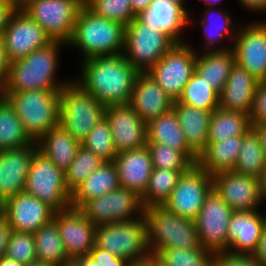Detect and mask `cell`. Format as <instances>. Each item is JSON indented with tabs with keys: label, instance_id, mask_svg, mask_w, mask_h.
I'll return each instance as SVG.
<instances>
[{
	"label": "cell",
	"instance_id": "obj_1",
	"mask_svg": "<svg viewBox=\"0 0 266 266\" xmlns=\"http://www.w3.org/2000/svg\"><path fill=\"white\" fill-rule=\"evenodd\" d=\"M77 81L105 106L127 104L138 74L123 54L95 56L82 60Z\"/></svg>",
	"mask_w": 266,
	"mask_h": 266
},
{
	"label": "cell",
	"instance_id": "obj_2",
	"mask_svg": "<svg viewBox=\"0 0 266 266\" xmlns=\"http://www.w3.org/2000/svg\"><path fill=\"white\" fill-rule=\"evenodd\" d=\"M67 44L53 41L48 46L34 50L26 57L10 62L7 81L2 93L25 90L60 91L67 81H58L60 47ZM57 78V79H56Z\"/></svg>",
	"mask_w": 266,
	"mask_h": 266
},
{
	"label": "cell",
	"instance_id": "obj_3",
	"mask_svg": "<svg viewBox=\"0 0 266 266\" xmlns=\"http://www.w3.org/2000/svg\"><path fill=\"white\" fill-rule=\"evenodd\" d=\"M126 26L95 14L85 4L80 9L67 46L80 49L83 60L123 54Z\"/></svg>",
	"mask_w": 266,
	"mask_h": 266
},
{
	"label": "cell",
	"instance_id": "obj_4",
	"mask_svg": "<svg viewBox=\"0 0 266 266\" xmlns=\"http://www.w3.org/2000/svg\"><path fill=\"white\" fill-rule=\"evenodd\" d=\"M21 120L25 133L37 142L59 124L60 91L25 90L1 93Z\"/></svg>",
	"mask_w": 266,
	"mask_h": 266
},
{
	"label": "cell",
	"instance_id": "obj_5",
	"mask_svg": "<svg viewBox=\"0 0 266 266\" xmlns=\"http://www.w3.org/2000/svg\"><path fill=\"white\" fill-rule=\"evenodd\" d=\"M151 254L171 248L197 249L200 242L195 221L169 211L163 205L144 209Z\"/></svg>",
	"mask_w": 266,
	"mask_h": 266
},
{
	"label": "cell",
	"instance_id": "obj_6",
	"mask_svg": "<svg viewBox=\"0 0 266 266\" xmlns=\"http://www.w3.org/2000/svg\"><path fill=\"white\" fill-rule=\"evenodd\" d=\"M105 109L77 80L60 90L59 125L80 142L105 118Z\"/></svg>",
	"mask_w": 266,
	"mask_h": 266
},
{
	"label": "cell",
	"instance_id": "obj_7",
	"mask_svg": "<svg viewBox=\"0 0 266 266\" xmlns=\"http://www.w3.org/2000/svg\"><path fill=\"white\" fill-rule=\"evenodd\" d=\"M95 245L131 264L146 261L151 253L145 217L96 226Z\"/></svg>",
	"mask_w": 266,
	"mask_h": 266
},
{
	"label": "cell",
	"instance_id": "obj_8",
	"mask_svg": "<svg viewBox=\"0 0 266 266\" xmlns=\"http://www.w3.org/2000/svg\"><path fill=\"white\" fill-rule=\"evenodd\" d=\"M24 192L37 197L56 212L71 206L64 171L37 150L31 160Z\"/></svg>",
	"mask_w": 266,
	"mask_h": 266
},
{
	"label": "cell",
	"instance_id": "obj_9",
	"mask_svg": "<svg viewBox=\"0 0 266 266\" xmlns=\"http://www.w3.org/2000/svg\"><path fill=\"white\" fill-rule=\"evenodd\" d=\"M176 43L135 17L127 26L123 55L139 72H148Z\"/></svg>",
	"mask_w": 266,
	"mask_h": 266
},
{
	"label": "cell",
	"instance_id": "obj_10",
	"mask_svg": "<svg viewBox=\"0 0 266 266\" xmlns=\"http://www.w3.org/2000/svg\"><path fill=\"white\" fill-rule=\"evenodd\" d=\"M83 5L82 0H31L22 9L45 30L52 41L67 44Z\"/></svg>",
	"mask_w": 266,
	"mask_h": 266
},
{
	"label": "cell",
	"instance_id": "obj_11",
	"mask_svg": "<svg viewBox=\"0 0 266 266\" xmlns=\"http://www.w3.org/2000/svg\"><path fill=\"white\" fill-rule=\"evenodd\" d=\"M176 43L147 73L175 102L195 72L196 50Z\"/></svg>",
	"mask_w": 266,
	"mask_h": 266
},
{
	"label": "cell",
	"instance_id": "obj_12",
	"mask_svg": "<svg viewBox=\"0 0 266 266\" xmlns=\"http://www.w3.org/2000/svg\"><path fill=\"white\" fill-rule=\"evenodd\" d=\"M144 209L141 197L122 187L92 199L80 208L95 226L141 218Z\"/></svg>",
	"mask_w": 266,
	"mask_h": 266
},
{
	"label": "cell",
	"instance_id": "obj_13",
	"mask_svg": "<svg viewBox=\"0 0 266 266\" xmlns=\"http://www.w3.org/2000/svg\"><path fill=\"white\" fill-rule=\"evenodd\" d=\"M212 190V175L193 164L181 175L163 206L183 218L195 220Z\"/></svg>",
	"mask_w": 266,
	"mask_h": 266
},
{
	"label": "cell",
	"instance_id": "obj_14",
	"mask_svg": "<svg viewBox=\"0 0 266 266\" xmlns=\"http://www.w3.org/2000/svg\"><path fill=\"white\" fill-rule=\"evenodd\" d=\"M232 213L229 205L212 190L194 220L203 248L214 253L227 250L228 226Z\"/></svg>",
	"mask_w": 266,
	"mask_h": 266
},
{
	"label": "cell",
	"instance_id": "obj_15",
	"mask_svg": "<svg viewBox=\"0 0 266 266\" xmlns=\"http://www.w3.org/2000/svg\"><path fill=\"white\" fill-rule=\"evenodd\" d=\"M3 36L10 62L24 58L32 51L53 42L45 30L23 9H15L11 13Z\"/></svg>",
	"mask_w": 266,
	"mask_h": 266
},
{
	"label": "cell",
	"instance_id": "obj_16",
	"mask_svg": "<svg viewBox=\"0 0 266 266\" xmlns=\"http://www.w3.org/2000/svg\"><path fill=\"white\" fill-rule=\"evenodd\" d=\"M233 50L235 62L259 82L266 81V21L238 26Z\"/></svg>",
	"mask_w": 266,
	"mask_h": 266
},
{
	"label": "cell",
	"instance_id": "obj_17",
	"mask_svg": "<svg viewBox=\"0 0 266 266\" xmlns=\"http://www.w3.org/2000/svg\"><path fill=\"white\" fill-rule=\"evenodd\" d=\"M53 220L70 259L89 255L95 246L96 226L79 208L68 207L55 212Z\"/></svg>",
	"mask_w": 266,
	"mask_h": 266
},
{
	"label": "cell",
	"instance_id": "obj_18",
	"mask_svg": "<svg viewBox=\"0 0 266 266\" xmlns=\"http://www.w3.org/2000/svg\"><path fill=\"white\" fill-rule=\"evenodd\" d=\"M105 118L109 123L117 154L147 145V124L129 103L106 106Z\"/></svg>",
	"mask_w": 266,
	"mask_h": 266
},
{
	"label": "cell",
	"instance_id": "obj_19",
	"mask_svg": "<svg viewBox=\"0 0 266 266\" xmlns=\"http://www.w3.org/2000/svg\"><path fill=\"white\" fill-rule=\"evenodd\" d=\"M213 190L233 211L258 210L263 201L258 179L233 170L212 176Z\"/></svg>",
	"mask_w": 266,
	"mask_h": 266
},
{
	"label": "cell",
	"instance_id": "obj_20",
	"mask_svg": "<svg viewBox=\"0 0 266 266\" xmlns=\"http://www.w3.org/2000/svg\"><path fill=\"white\" fill-rule=\"evenodd\" d=\"M13 231L34 234L41 226L51 222L55 210L37 197L19 193L0 205Z\"/></svg>",
	"mask_w": 266,
	"mask_h": 266
},
{
	"label": "cell",
	"instance_id": "obj_21",
	"mask_svg": "<svg viewBox=\"0 0 266 266\" xmlns=\"http://www.w3.org/2000/svg\"><path fill=\"white\" fill-rule=\"evenodd\" d=\"M37 150V142L21 148L0 150V205L24 192L31 160Z\"/></svg>",
	"mask_w": 266,
	"mask_h": 266
},
{
	"label": "cell",
	"instance_id": "obj_22",
	"mask_svg": "<svg viewBox=\"0 0 266 266\" xmlns=\"http://www.w3.org/2000/svg\"><path fill=\"white\" fill-rule=\"evenodd\" d=\"M129 104L139 117L148 124L171 111L174 101L150 74L140 72L136 78Z\"/></svg>",
	"mask_w": 266,
	"mask_h": 266
},
{
	"label": "cell",
	"instance_id": "obj_23",
	"mask_svg": "<svg viewBox=\"0 0 266 266\" xmlns=\"http://www.w3.org/2000/svg\"><path fill=\"white\" fill-rule=\"evenodd\" d=\"M189 16L190 13L180 4L170 0H152L137 18L152 29L167 34L175 43H183V29L192 22Z\"/></svg>",
	"mask_w": 266,
	"mask_h": 266
},
{
	"label": "cell",
	"instance_id": "obj_24",
	"mask_svg": "<svg viewBox=\"0 0 266 266\" xmlns=\"http://www.w3.org/2000/svg\"><path fill=\"white\" fill-rule=\"evenodd\" d=\"M258 210L233 211L228 226L227 251L252 254L266 225V215Z\"/></svg>",
	"mask_w": 266,
	"mask_h": 266
},
{
	"label": "cell",
	"instance_id": "obj_25",
	"mask_svg": "<svg viewBox=\"0 0 266 266\" xmlns=\"http://www.w3.org/2000/svg\"><path fill=\"white\" fill-rule=\"evenodd\" d=\"M113 162L117 168L120 187L141 197L154 169L148 146L118 153Z\"/></svg>",
	"mask_w": 266,
	"mask_h": 266
},
{
	"label": "cell",
	"instance_id": "obj_26",
	"mask_svg": "<svg viewBox=\"0 0 266 266\" xmlns=\"http://www.w3.org/2000/svg\"><path fill=\"white\" fill-rule=\"evenodd\" d=\"M259 81L236 62L219 94V108L250 114Z\"/></svg>",
	"mask_w": 266,
	"mask_h": 266
},
{
	"label": "cell",
	"instance_id": "obj_27",
	"mask_svg": "<svg viewBox=\"0 0 266 266\" xmlns=\"http://www.w3.org/2000/svg\"><path fill=\"white\" fill-rule=\"evenodd\" d=\"M147 142L169 145L170 148L181 151L193 164L197 162L198 154L187 144L173 109L147 124Z\"/></svg>",
	"mask_w": 266,
	"mask_h": 266
},
{
	"label": "cell",
	"instance_id": "obj_28",
	"mask_svg": "<svg viewBox=\"0 0 266 266\" xmlns=\"http://www.w3.org/2000/svg\"><path fill=\"white\" fill-rule=\"evenodd\" d=\"M235 63L233 48L227 50L196 51L195 72L219 94L223 90Z\"/></svg>",
	"mask_w": 266,
	"mask_h": 266
},
{
	"label": "cell",
	"instance_id": "obj_29",
	"mask_svg": "<svg viewBox=\"0 0 266 266\" xmlns=\"http://www.w3.org/2000/svg\"><path fill=\"white\" fill-rule=\"evenodd\" d=\"M120 187L113 161H105L94 170L71 194V206L81 208L86 202Z\"/></svg>",
	"mask_w": 266,
	"mask_h": 266
},
{
	"label": "cell",
	"instance_id": "obj_30",
	"mask_svg": "<svg viewBox=\"0 0 266 266\" xmlns=\"http://www.w3.org/2000/svg\"><path fill=\"white\" fill-rule=\"evenodd\" d=\"M38 150L64 172L73 162L81 142L73 138L59 124L50 129L38 141Z\"/></svg>",
	"mask_w": 266,
	"mask_h": 266
},
{
	"label": "cell",
	"instance_id": "obj_31",
	"mask_svg": "<svg viewBox=\"0 0 266 266\" xmlns=\"http://www.w3.org/2000/svg\"><path fill=\"white\" fill-rule=\"evenodd\" d=\"M173 110L177 114L187 144L199 154L208 145L212 111L192 107L178 101L174 102Z\"/></svg>",
	"mask_w": 266,
	"mask_h": 266
},
{
	"label": "cell",
	"instance_id": "obj_32",
	"mask_svg": "<svg viewBox=\"0 0 266 266\" xmlns=\"http://www.w3.org/2000/svg\"><path fill=\"white\" fill-rule=\"evenodd\" d=\"M241 143L242 136H230L210 143L198 154L196 164L212 176L219 172L231 171L237 162Z\"/></svg>",
	"mask_w": 266,
	"mask_h": 266
},
{
	"label": "cell",
	"instance_id": "obj_33",
	"mask_svg": "<svg viewBox=\"0 0 266 266\" xmlns=\"http://www.w3.org/2000/svg\"><path fill=\"white\" fill-rule=\"evenodd\" d=\"M33 237L38 262L51 266H66L71 261L54 220L41 226Z\"/></svg>",
	"mask_w": 266,
	"mask_h": 266
},
{
	"label": "cell",
	"instance_id": "obj_34",
	"mask_svg": "<svg viewBox=\"0 0 266 266\" xmlns=\"http://www.w3.org/2000/svg\"><path fill=\"white\" fill-rule=\"evenodd\" d=\"M250 128V117L246 113L215 109L210 118L207 143H216L230 136H243Z\"/></svg>",
	"mask_w": 266,
	"mask_h": 266
},
{
	"label": "cell",
	"instance_id": "obj_35",
	"mask_svg": "<svg viewBox=\"0 0 266 266\" xmlns=\"http://www.w3.org/2000/svg\"><path fill=\"white\" fill-rule=\"evenodd\" d=\"M205 12L206 13H204V16L201 17L202 19H199V21H198L199 24H201L203 26V32L205 34L204 37L206 36L205 37L206 42L204 45L205 48L203 50H205V52H206V51H214V50L217 51V50L230 49L232 46L219 48V47H217V44H219L218 42L221 43V41L223 39H225L226 37L227 38L231 37L232 40H233V37L234 38L236 37L235 35L237 33L238 28L234 27L232 25L233 22H232L231 15H229L227 12H225V10L222 11L221 8H219V7H218V9L216 8V10H214L213 7H208V8H206ZM211 14H213V16L216 15L217 17L215 16L212 20L211 18L213 16L211 17ZM217 20H219V23L217 22ZM216 22H217V24H216ZM214 23H215V25H214ZM230 35H232V36H230ZM214 46H216V47H214Z\"/></svg>",
	"mask_w": 266,
	"mask_h": 266
},
{
	"label": "cell",
	"instance_id": "obj_36",
	"mask_svg": "<svg viewBox=\"0 0 266 266\" xmlns=\"http://www.w3.org/2000/svg\"><path fill=\"white\" fill-rule=\"evenodd\" d=\"M266 165L264 151L250 128L243 136L233 171L260 180Z\"/></svg>",
	"mask_w": 266,
	"mask_h": 266
},
{
	"label": "cell",
	"instance_id": "obj_37",
	"mask_svg": "<svg viewBox=\"0 0 266 266\" xmlns=\"http://www.w3.org/2000/svg\"><path fill=\"white\" fill-rule=\"evenodd\" d=\"M32 143L16 111L0 96V150L21 148Z\"/></svg>",
	"mask_w": 266,
	"mask_h": 266
},
{
	"label": "cell",
	"instance_id": "obj_38",
	"mask_svg": "<svg viewBox=\"0 0 266 266\" xmlns=\"http://www.w3.org/2000/svg\"><path fill=\"white\" fill-rule=\"evenodd\" d=\"M185 171L154 168L145 193L141 196L143 207L164 205Z\"/></svg>",
	"mask_w": 266,
	"mask_h": 266
},
{
	"label": "cell",
	"instance_id": "obj_39",
	"mask_svg": "<svg viewBox=\"0 0 266 266\" xmlns=\"http://www.w3.org/2000/svg\"><path fill=\"white\" fill-rule=\"evenodd\" d=\"M178 102L213 112L219 108V93L194 72Z\"/></svg>",
	"mask_w": 266,
	"mask_h": 266
},
{
	"label": "cell",
	"instance_id": "obj_40",
	"mask_svg": "<svg viewBox=\"0 0 266 266\" xmlns=\"http://www.w3.org/2000/svg\"><path fill=\"white\" fill-rule=\"evenodd\" d=\"M103 163H105V160L81 145L77 150L73 162L64 172L67 189L73 193Z\"/></svg>",
	"mask_w": 266,
	"mask_h": 266
},
{
	"label": "cell",
	"instance_id": "obj_41",
	"mask_svg": "<svg viewBox=\"0 0 266 266\" xmlns=\"http://www.w3.org/2000/svg\"><path fill=\"white\" fill-rule=\"evenodd\" d=\"M214 255L202 246L197 249H164L157 254L167 266H214Z\"/></svg>",
	"mask_w": 266,
	"mask_h": 266
},
{
	"label": "cell",
	"instance_id": "obj_42",
	"mask_svg": "<svg viewBox=\"0 0 266 266\" xmlns=\"http://www.w3.org/2000/svg\"><path fill=\"white\" fill-rule=\"evenodd\" d=\"M81 145L105 161H113L117 155L110 126L106 118H103L95 125L81 142Z\"/></svg>",
	"mask_w": 266,
	"mask_h": 266
},
{
	"label": "cell",
	"instance_id": "obj_43",
	"mask_svg": "<svg viewBox=\"0 0 266 266\" xmlns=\"http://www.w3.org/2000/svg\"><path fill=\"white\" fill-rule=\"evenodd\" d=\"M153 168L188 170L193 163L179 150L157 142H147Z\"/></svg>",
	"mask_w": 266,
	"mask_h": 266
},
{
	"label": "cell",
	"instance_id": "obj_44",
	"mask_svg": "<svg viewBox=\"0 0 266 266\" xmlns=\"http://www.w3.org/2000/svg\"><path fill=\"white\" fill-rule=\"evenodd\" d=\"M85 5L95 14L125 26L137 17L130 0H88Z\"/></svg>",
	"mask_w": 266,
	"mask_h": 266
},
{
	"label": "cell",
	"instance_id": "obj_45",
	"mask_svg": "<svg viewBox=\"0 0 266 266\" xmlns=\"http://www.w3.org/2000/svg\"><path fill=\"white\" fill-rule=\"evenodd\" d=\"M5 256L23 265L36 262L37 258L33 234L13 231L7 245Z\"/></svg>",
	"mask_w": 266,
	"mask_h": 266
},
{
	"label": "cell",
	"instance_id": "obj_46",
	"mask_svg": "<svg viewBox=\"0 0 266 266\" xmlns=\"http://www.w3.org/2000/svg\"><path fill=\"white\" fill-rule=\"evenodd\" d=\"M214 266H262L252 254H235L229 251L214 255Z\"/></svg>",
	"mask_w": 266,
	"mask_h": 266
},
{
	"label": "cell",
	"instance_id": "obj_47",
	"mask_svg": "<svg viewBox=\"0 0 266 266\" xmlns=\"http://www.w3.org/2000/svg\"><path fill=\"white\" fill-rule=\"evenodd\" d=\"M250 123H266V81L257 85L251 112Z\"/></svg>",
	"mask_w": 266,
	"mask_h": 266
},
{
	"label": "cell",
	"instance_id": "obj_48",
	"mask_svg": "<svg viewBox=\"0 0 266 266\" xmlns=\"http://www.w3.org/2000/svg\"><path fill=\"white\" fill-rule=\"evenodd\" d=\"M89 256L93 258L100 266H129L131 263L121 257H116L109 251H105L96 245L92 248Z\"/></svg>",
	"mask_w": 266,
	"mask_h": 266
},
{
	"label": "cell",
	"instance_id": "obj_49",
	"mask_svg": "<svg viewBox=\"0 0 266 266\" xmlns=\"http://www.w3.org/2000/svg\"><path fill=\"white\" fill-rule=\"evenodd\" d=\"M13 230L8 218L0 211V259L5 256L7 245Z\"/></svg>",
	"mask_w": 266,
	"mask_h": 266
},
{
	"label": "cell",
	"instance_id": "obj_50",
	"mask_svg": "<svg viewBox=\"0 0 266 266\" xmlns=\"http://www.w3.org/2000/svg\"><path fill=\"white\" fill-rule=\"evenodd\" d=\"M10 61L6 54L4 36L0 35V94L4 90L7 81Z\"/></svg>",
	"mask_w": 266,
	"mask_h": 266
},
{
	"label": "cell",
	"instance_id": "obj_51",
	"mask_svg": "<svg viewBox=\"0 0 266 266\" xmlns=\"http://www.w3.org/2000/svg\"><path fill=\"white\" fill-rule=\"evenodd\" d=\"M14 10L9 0H0V35H3L9 16Z\"/></svg>",
	"mask_w": 266,
	"mask_h": 266
},
{
	"label": "cell",
	"instance_id": "obj_52",
	"mask_svg": "<svg viewBox=\"0 0 266 266\" xmlns=\"http://www.w3.org/2000/svg\"><path fill=\"white\" fill-rule=\"evenodd\" d=\"M252 255L260 262L262 266H266V225L263 228L262 235Z\"/></svg>",
	"mask_w": 266,
	"mask_h": 266
},
{
	"label": "cell",
	"instance_id": "obj_53",
	"mask_svg": "<svg viewBox=\"0 0 266 266\" xmlns=\"http://www.w3.org/2000/svg\"><path fill=\"white\" fill-rule=\"evenodd\" d=\"M251 129L254 131L259 140L266 160V123H252Z\"/></svg>",
	"mask_w": 266,
	"mask_h": 266
},
{
	"label": "cell",
	"instance_id": "obj_54",
	"mask_svg": "<svg viewBox=\"0 0 266 266\" xmlns=\"http://www.w3.org/2000/svg\"><path fill=\"white\" fill-rule=\"evenodd\" d=\"M241 5L245 6L249 10L255 12H265L266 13V0H238Z\"/></svg>",
	"mask_w": 266,
	"mask_h": 266
},
{
	"label": "cell",
	"instance_id": "obj_55",
	"mask_svg": "<svg viewBox=\"0 0 266 266\" xmlns=\"http://www.w3.org/2000/svg\"><path fill=\"white\" fill-rule=\"evenodd\" d=\"M70 262L74 266H100V264L96 262L93 258H91L89 255L71 259Z\"/></svg>",
	"mask_w": 266,
	"mask_h": 266
},
{
	"label": "cell",
	"instance_id": "obj_56",
	"mask_svg": "<svg viewBox=\"0 0 266 266\" xmlns=\"http://www.w3.org/2000/svg\"><path fill=\"white\" fill-rule=\"evenodd\" d=\"M152 0H130L133 13L137 16L149 7Z\"/></svg>",
	"mask_w": 266,
	"mask_h": 266
},
{
	"label": "cell",
	"instance_id": "obj_57",
	"mask_svg": "<svg viewBox=\"0 0 266 266\" xmlns=\"http://www.w3.org/2000/svg\"><path fill=\"white\" fill-rule=\"evenodd\" d=\"M146 262L150 266H167L164 261H162L157 255L150 254L149 257L146 259Z\"/></svg>",
	"mask_w": 266,
	"mask_h": 266
},
{
	"label": "cell",
	"instance_id": "obj_58",
	"mask_svg": "<svg viewBox=\"0 0 266 266\" xmlns=\"http://www.w3.org/2000/svg\"><path fill=\"white\" fill-rule=\"evenodd\" d=\"M259 182H260V188H261V196H262V199L265 200L266 199V165L264 167V170L262 172V176Z\"/></svg>",
	"mask_w": 266,
	"mask_h": 266
},
{
	"label": "cell",
	"instance_id": "obj_59",
	"mask_svg": "<svg viewBox=\"0 0 266 266\" xmlns=\"http://www.w3.org/2000/svg\"><path fill=\"white\" fill-rule=\"evenodd\" d=\"M0 266H25V265L18 263L14 259L4 256L0 259Z\"/></svg>",
	"mask_w": 266,
	"mask_h": 266
},
{
	"label": "cell",
	"instance_id": "obj_60",
	"mask_svg": "<svg viewBox=\"0 0 266 266\" xmlns=\"http://www.w3.org/2000/svg\"><path fill=\"white\" fill-rule=\"evenodd\" d=\"M12 6L15 9H22L26 6L31 0H9Z\"/></svg>",
	"mask_w": 266,
	"mask_h": 266
},
{
	"label": "cell",
	"instance_id": "obj_61",
	"mask_svg": "<svg viewBox=\"0 0 266 266\" xmlns=\"http://www.w3.org/2000/svg\"><path fill=\"white\" fill-rule=\"evenodd\" d=\"M205 2V4H207L208 7H214L213 4H218L217 2L221 1V0H202Z\"/></svg>",
	"mask_w": 266,
	"mask_h": 266
},
{
	"label": "cell",
	"instance_id": "obj_62",
	"mask_svg": "<svg viewBox=\"0 0 266 266\" xmlns=\"http://www.w3.org/2000/svg\"><path fill=\"white\" fill-rule=\"evenodd\" d=\"M25 266H51V265H48V264H44L43 262H33V263H30L28 265H25Z\"/></svg>",
	"mask_w": 266,
	"mask_h": 266
},
{
	"label": "cell",
	"instance_id": "obj_63",
	"mask_svg": "<svg viewBox=\"0 0 266 266\" xmlns=\"http://www.w3.org/2000/svg\"><path fill=\"white\" fill-rule=\"evenodd\" d=\"M129 266H150L146 261L141 263H132Z\"/></svg>",
	"mask_w": 266,
	"mask_h": 266
},
{
	"label": "cell",
	"instance_id": "obj_64",
	"mask_svg": "<svg viewBox=\"0 0 266 266\" xmlns=\"http://www.w3.org/2000/svg\"><path fill=\"white\" fill-rule=\"evenodd\" d=\"M170 1H172V2H175V3H177V4H180L186 11H187V9L185 8V4H184V2L186 1V0H170Z\"/></svg>",
	"mask_w": 266,
	"mask_h": 266
},
{
	"label": "cell",
	"instance_id": "obj_65",
	"mask_svg": "<svg viewBox=\"0 0 266 266\" xmlns=\"http://www.w3.org/2000/svg\"><path fill=\"white\" fill-rule=\"evenodd\" d=\"M66 266H74L71 262H69Z\"/></svg>",
	"mask_w": 266,
	"mask_h": 266
}]
</instances>
